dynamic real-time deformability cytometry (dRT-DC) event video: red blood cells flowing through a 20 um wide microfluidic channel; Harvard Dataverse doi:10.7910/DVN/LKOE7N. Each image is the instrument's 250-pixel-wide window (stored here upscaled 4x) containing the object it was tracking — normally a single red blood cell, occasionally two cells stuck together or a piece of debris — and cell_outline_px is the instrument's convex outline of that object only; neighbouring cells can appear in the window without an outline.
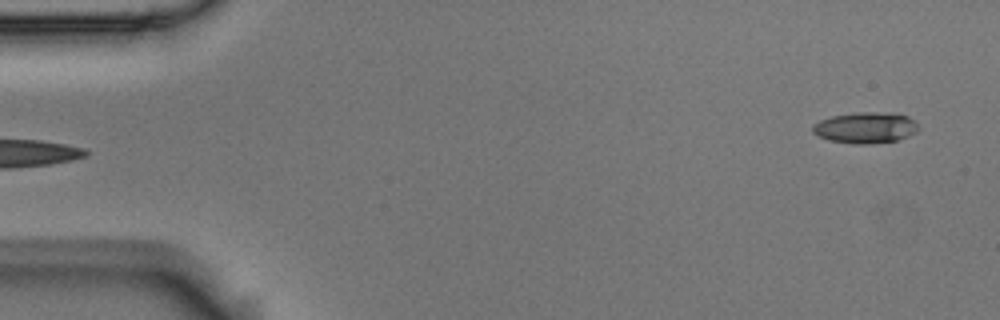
{"species": "Egyptian fruit bat (a non-hibernating species)", "species_latin": "Rousettus aegyptiacus", "temperature_condition": "room temperature", "stored_images_in_passage": 6, "segment_of_instrument_passage": [2, 2], "camera_frame_rate_fps": 3000, "um_per_image_px": 0.085, "animal": {"sex": "male"}, "frame": {"image": 1, "passage_image": 6, "time_ms": 1.667, "image_size_px": [1000, 320], "cell_outline_px": [[920, 128], [916, 132], [908, 136], [896, 140], [868, 144], [856, 144], [828, 140], [812, 132], [812, 124], [820, 120], [832, 116], [856, 112], [892, 112], [908, 116], [916, 120]], "centroid_in_image_um": [73.6, 10.84], "position_along_channel_um": 11.4, "area_um2": 19.36}}